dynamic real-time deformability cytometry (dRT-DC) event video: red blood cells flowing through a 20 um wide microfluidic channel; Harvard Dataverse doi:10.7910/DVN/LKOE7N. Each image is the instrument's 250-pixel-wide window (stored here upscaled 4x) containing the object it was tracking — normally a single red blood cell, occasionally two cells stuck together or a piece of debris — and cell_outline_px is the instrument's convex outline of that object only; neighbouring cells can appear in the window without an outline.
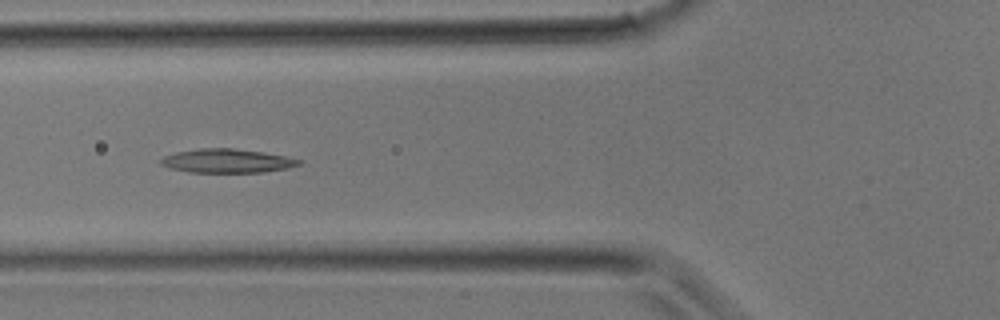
{"species": "common noctule bat (a hibernating species)", "species_latin": "Nyctalus noctula", "temperature_condition": "room temperature", "stored_images_in_passage": 32, "camera_frame_rate_fps": 3000, "um_per_image_px": 0.085, "animal": {"sex": "male", "body_mass_g": 17.9}, "frame": {"image": 1, "passage_image": 11, "time_ms": 3.333, "image_size_px": [1000, 320], "cell_outline_px": [[304, 160], [300, 164], [288, 168], [260, 172], [188, 172], [168, 168], [160, 164], [160, 160], [164, 156], [176, 152], [200, 148], [232, 148], [264, 152]], "centroid_in_image_um": [19.28, 13.67], "position_along_channel_um": 106.5, "area_um2": 19.19}}
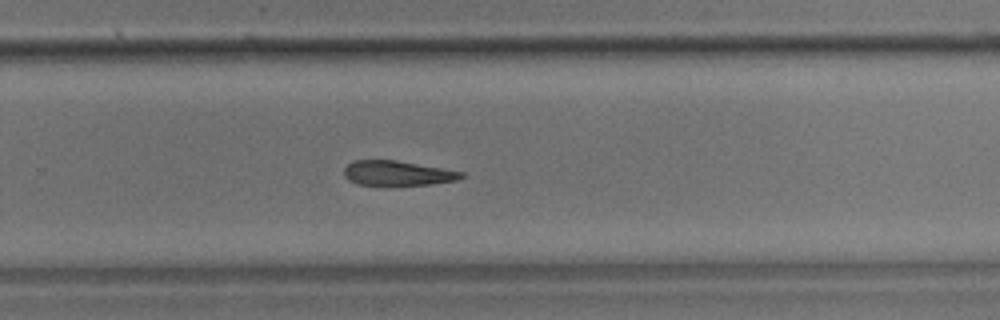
{"frame": {"image": 2, "passage_image": 20, "time_ms": 6.333, "image_size_px": [1000, 320], "cell_outline_px": [[464, 176], [456, 180], [432, 184], [388, 188], [380, 188], [360, 184], [348, 180], [344, 176], [344, 168], [352, 160], [396, 160], [464, 172]], "centroid_in_image_um": [33.73, 14.77], "position_along_channel_um": 296.1, "area_um2": 17.74}}
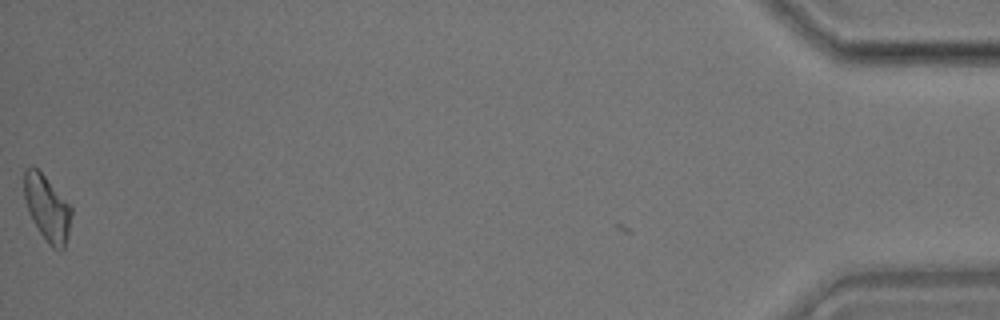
{"frame": {"image": 3, "passage_image": 31, "time_ms": 10.0, "image_size_px": [1000, 320], "cell_outline_px": [[72, 212], [68, 236], [64, 248], [52, 248], [48, 244], [40, 232], [28, 212], [24, 196], [24, 168], [32, 164], [44, 176], [72, 208]], "centroid_in_image_um": [3.99, 17.68], "position_along_channel_um": 431.2, "area_um2": 17.8}}